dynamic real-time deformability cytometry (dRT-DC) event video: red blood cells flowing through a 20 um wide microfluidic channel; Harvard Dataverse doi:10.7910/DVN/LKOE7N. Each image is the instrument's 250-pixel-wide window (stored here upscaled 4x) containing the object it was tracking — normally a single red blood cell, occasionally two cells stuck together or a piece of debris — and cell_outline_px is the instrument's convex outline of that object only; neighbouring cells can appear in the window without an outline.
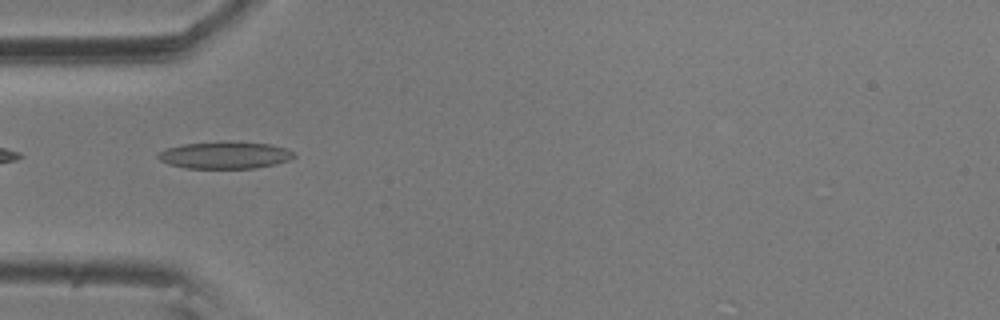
{"species": "common noctule bat (a hibernating species)", "species_latin": "Nyctalus noctula", "temperature_condition": "room temperature", "stored_images_in_passage": 11, "camera_frame_rate_fps": 3000, "um_per_image_px": 0.085, "animal": {"sex": "male", "body_mass_g": 20.5, "forearm_length_mm": 52.5}, "frame": {"image": 1, "passage_image": 1, "time_ms": 0.0, "image_size_px": [1000, 320], "cell_outline_px": [[296, 156], [292, 160], [256, 168], [188, 168], [168, 164], [160, 160], [156, 156], [160, 152], [168, 148], [184, 144], [220, 140], [232, 140], [272, 144], [284, 148], [292, 152]], "centroid_in_image_um": [19.15, 13.16], "position_along_channel_um": 65.8, "area_um2": 21.79}}
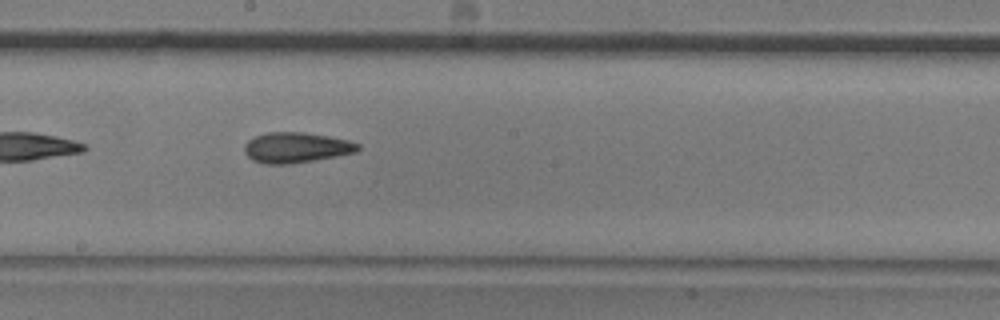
{"frame": {"image": 2, "passage_image": 5, "time_ms": 1.333, "image_size_px": [1000, 320], "cell_outline_px": [[360, 148], [356, 152], [336, 156], [288, 164], [264, 164], [252, 160], [244, 152], [244, 144], [248, 140], [256, 136], [268, 132], [304, 132], [328, 136], [348, 140], [360, 144]], "centroid_in_image_um": [25.15, 12.54], "position_along_channel_um": 223.0, "area_um2": 20.06}}
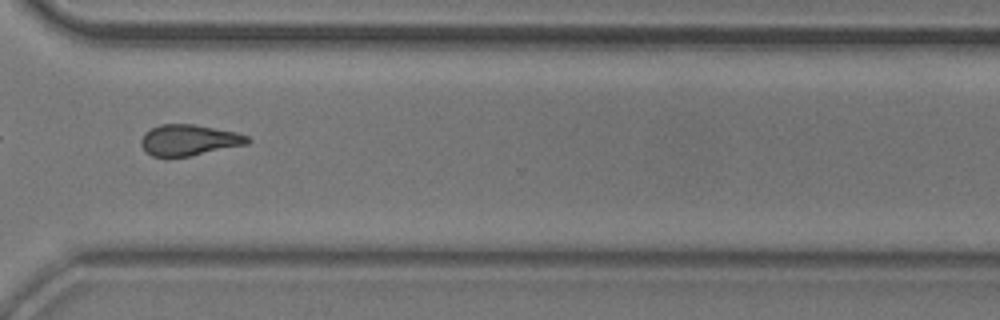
{"frame": {"image": 3, "passage_image": 8, "time_ms": 2.333, "image_size_px": [1000, 320], "cell_outline_px": [[252, 140], [248, 144], [188, 156], [152, 156], [144, 152], [140, 144], [140, 140], [144, 132], [160, 124], [192, 124], [236, 132], [248, 136]], "centroid_in_image_um": [16.04, 11.9], "position_along_channel_um": 354.6, "area_um2": 19.19}}